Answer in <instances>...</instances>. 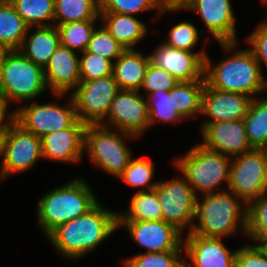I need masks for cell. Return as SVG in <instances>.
I'll use <instances>...</instances> for the list:
<instances>
[{
	"label": "cell",
	"mask_w": 267,
	"mask_h": 267,
	"mask_svg": "<svg viewBox=\"0 0 267 267\" xmlns=\"http://www.w3.org/2000/svg\"><path fill=\"white\" fill-rule=\"evenodd\" d=\"M162 220V209L155 189L137 191L130 200L127 212L118 213V221Z\"/></svg>",
	"instance_id": "obj_27"
},
{
	"label": "cell",
	"mask_w": 267,
	"mask_h": 267,
	"mask_svg": "<svg viewBox=\"0 0 267 267\" xmlns=\"http://www.w3.org/2000/svg\"><path fill=\"white\" fill-rule=\"evenodd\" d=\"M84 179L75 178L56 187L38 200V222L47 237L59 225L91 210L99 200Z\"/></svg>",
	"instance_id": "obj_4"
},
{
	"label": "cell",
	"mask_w": 267,
	"mask_h": 267,
	"mask_svg": "<svg viewBox=\"0 0 267 267\" xmlns=\"http://www.w3.org/2000/svg\"><path fill=\"white\" fill-rule=\"evenodd\" d=\"M179 81L168 71L149 64L141 89L148 91L147 94L155 91H170Z\"/></svg>",
	"instance_id": "obj_40"
},
{
	"label": "cell",
	"mask_w": 267,
	"mask_h": 267,
	"mask_svg": "<svg viewBox=\"0 0 267 267\" xmlns=\"http://www.w3.org/2000/svg\"><path fill=\"white\" fill-rule=\"evenodd\" d=\"M201 197V201L197 198L193 214V220L198 219V224H192L190 233L209 238H225L241 228L243 234H246L248 207L241 198L228 190Z\"/></svg>",
	"instance_id": "obj_2"
},
{
	"label": "cell",
	"mask_w": 267,
	"mask_h": 267,
	"mask_svg": "<svg viewBox=\"0 0 267 267\" xmlns=\"http://www.w3.org/2000/svg\"><path fill=\"white\" fill-rule=\"evenodd\" d=\"M228 57L213 66L209 56H206L204 78L209 87L251 98H255L251 95L267 91V80L249 49H238Z\"/></svg>",
	"instance_id": "obj_3"
},
{
	"label": "cell",
	"mask_w": 267,
	"mask_h": 267,
	"mask_svg": "<svg viewBox=\"0 0 267 267\" xmlns=\"http://www.w3.org/2000/svg\"><path fill=\"white\" fill-rule=\"evenodd\" d=\"M47 89L44 69L19 50H10L0 63V93L8 101H31Z\"/></svg>",
	"instance_id": "obj_6"
},
{
	"label": "cell",
	"mask_w": 267,
	"mask_h": 267,
	"mask_svg": "<svg viewBox=\"0 0 267 267\" xmlns=\"http://www.w3.org/2000/svg\"><path fill=\"white\" fill-rule=\"evenodd\" d=\"M146 100L149 113V127H152L156 122H177L184 118L174 110L173 95L170 91H155L147 94Z\"/></svg>",
	"instance_id": "obj_32"
},
{
	"label": "cell",
	"mask_w": 267,
	"mask_h": 267,
	"mask_svg": "<svg viewBox=\"0 0 267 267\" xmlns=\"http://www.w3.org/2000/svg\"><path fill=\"white\" fill-rule=\"evenodd\" d=\"M235 267H267V258L257 245L237 249Z\"/></svg>",
	"instance_id": "obj_42"
},
{
	"label": "cell",
	"mask_w": 267,
	"mask_h": 267,
	"mask_svg": "<svg viewBox=\"0 0 267 267\" xmlns=\"http://www.w3.org/2000/svg\"><path fill=\"white\" fill-rule=\"evenodd\" d=\"M54 5L56 24L100 18V0H55Z\"/></svg>",
	"instance_id": "obj_28"
},
{
	"label": "cell",
	"mask_w": 267,
	"mask_h": 267,
	"mask_svg": "<svg viewBox=\"0 0 267 267\" xmlns=\"http://www.w3.org/2000/svg\"><path fill=\"white\" fill-rule=\"evenodd\" d=\"M223 238H209L188 233L183 249L189 261L185 267H235L237 250L230 252Z\"/></svg>",
	"instance_id": "obj_18"
},
{
	"label": "cell",
	"mask_w": 267,
	"mask_h": 267,
	"mask_svg": "<svg viewBox=\"0 0 267 267\" xmlns=\"http://www.w3.org/2000/svg\"><path fill=\"white\" fill-rule=\"evenodd\" d=\"M119 91L113 75L81 81L70 94L78 119L86 125H100L107 118L111 102Z\"/></svg>",
	"instance_id": "obj_8"
},
{
	"label": "cell",
	"mask_w": 267,
	"mask_h": 267,
	"mask_svg": "<svg viewBox=\"0 0 267 267\" xmlns=\"http://www.w3.org/2000/svg\"><path fill=\"white\" fill-rule=\"evenodd\" d=\"M149 55L150 63L172 74L179 82L205 80V50L189 52L172 48L164 43Z\"/></svg>",
	"instance_id": "obj_16"
},
{
	"label": "cell",
	"mask_w": 267,
	"mask_h": 267,
	"mask_svg": "<svg viewBox=\"0 0 267 267\" xmlns=\"http://www.w3.org/2000/svg\"><path fill=\"white\" fill-rule=\"evenodd\" d=\"M5 135H0V156L2 157L3 138Z\"/></svg>",
	"instance_id": "obj_47"
},
{
	"label": "cell",
	"mask_w": 267,
	"mask_h": 267,
	"mask_svg": "<svg viewBox=\"0 0 267 267\" xmlns=\"http://www.w3.org/2000/svg\"><path fill=\"white\" fill-rule=\"evenodd\" d=\"M9 51L10 49L0 41V63L3 61Z\"/></svg>",
	"instance_id": "obj_45"
},
{
	"label": "cell",
	"mask_w": 267,
	"mask_h": 267,
	"mask_svg": "<svg viewBox=\"0 0 267 267\" xmlns=\"http://www.w3.org/2000/svg\"><path fill=\"white\" fill-rule=\"evenodd\" d=\"M251 100L248 95L219 91L205 83L200 114L211 117L204 123L241 120L246 116Z\"/></svg>",
	"instance_id": "obj_21"
},
{
	"label": "cell",
	"mask_w": 267,
	"mask_h": 267,
	"mask_svg": "<svg viewBox=\"0 0 267 267\" xmlns=\"http://www.w3.org/2000/svg\"><path fill=\"white\" fill-rule=\"evenodd\" d=\"M10 2L29 27L53 25L49 21L54 22L55 0H10Z\"/></svg>",
	"instance_id": "obj_30"
},
{
	"label": "cell",
	"mask_w": 267,
	"mask_h": 267,
	"mask_svg": "<svg viewBox=\"0 0 267 267\" xmlns=\"http://www.w3.org/2000/svg\"><path fill=\"white\" fill-rule=\"evenodd\" d=\"M39 158H43L41 138L15 122L3 138L0 179L31 169Z\"/></svg>",
	"instance_id": "obj_12"
},
{
	"label": "cell",
	"mask_w": 267,
	"mask_h": 267,
	"mask_svg": "<svg viewBox=\"0 0 267 267\" xmlns=\"http://www.w3.org/2000/svg\"><path fill=\"white\" fill-rule=\"evenodd\" d=\"M228 188L247 205L266 192V155L252 148L232 158Z\"/></svg>",
	"instance_id": "obj_9"
},
{
	"label": "cell",
	"mask_w": 267,
	"mask_h": 267,
	"mask_svg": "<svg viewBox=\"0 0 267 267\" xmlns=\"http://www.w3.org/2000/svg\"><path fill=\"white\" fill-rule=\"evenodd\" d=\"M246 41L251 46L248 49L253 53L260 67L262 63L267 67V20L261 22L255 31L246 38Z\"/></svg>",
	"instance_id": "obj_41"
},
{
	"label": "cell",
	"mask_w": 267,
	"mask_h": 267,
	"mask_svg": "<svg viewBox=\"0 0 267 267\" xmlns=\"http://www.w3.org/2000/svg\"><path fill=\"white\" fill-rule=\"evenodd\" d=\"M205 148L220 152L228 157H236L251 150L244 119L204 123L201 126Z\"/></svg>",
	"instance_id": "obj_17"
},
{
	"label": "cell",
	"mask_w": 267,
	"mask_h": 267,
	"mask_svg": "<svg viewBox=\"0 0 267 267\" xmlns=\"http://www.w3.org/2000/svg\"><path fill=\"white\" fill-rule=\"evenodd\" d=\"M28 28L11 2L0 3V41L3 44L10 50H18Z\"/></svg>",
	"instance_id": "obj_26"
},
{
	"label": "cell",
	"mask_w": 267,
	"mask_h": 267,
	"mask_svg": "<svg viewBox=\"0 0 267 267\" xmlns=\"http://www.w3.org/2000/svg\"><path fill=\"white\" fill-rule=\"evenodd\" d=\"M154 189L161 205L162 219L182 234L190 225V233L192 223L195 222L193 214L198 197L187 180L182 177L158 182Z\"/></svg>",
	"instance_id": "obj_10"
},
{
	"label": "cell",
	"mask_w": 267,
	"mask_h": 267,
	"mask_svg": "<svg viewBox=\"0 0 267 267\" xmlns=\"http://www.w3.org/2000/svg\"><path fill=\"white\" fill-rule=\"evenodd\" d=\"M247 207L246 235L258 244L267 240V192L252 200Z\"/></svg>",
	"instance_id": "obj_33"
},
{
	"label": "cell",
	"mask_w": 267,
	"mask_h": 267,
	"mask_svg": "<svg viewBox=\"0 0 267 267\" xmlns=\"http://www.w3.org/2000/svg\"><path fill=\"white\" fill-rule=\"evenodd\" d=\"M199 39V32L195 25L184 21L177 25L175 24L170 29L168 39L163 43L172 48L193 52Z\"/></svg>",
	"instance_id": "obj_39"
},
{
	"label": "cell",
	"mask_w": 267,
	"mask_h": 267,
	"mask_svg": "<svg viewBox=\"0 0 267 267\" xmlns=\"http://www.w3.org/2000/svg\"><path fill=\"white\" fill-rule=\"evenodd\" d=\"M205 80L179 82L170 90L173 95L174 110L184 119H188L201 113V96Z\"/></svg>",
	"instance_id": "obj_25"
},
{
	"label": "cell",
	"mask_w": 267,
	"mask_h": 267,
	"mask_svg": "<svg viewBox=\"0 0 267 267\" xmlns=\"http://www.w3.org/2000/svg\"><path fill=\"white\" fill-rule=\"evenodd\" d=\"M79 59L81 81H91L113 74V62L87 51L81 52Z\"/></svg>",
	"instance_id": "obj_38"
},
{
	"label": "cell",
	"mask_w": 267,
	"mask_h": 267,
	"mask_svg": "<svg viewBox=\"0 0 267 267\" xmlns=\"http://www.w3.org/2000/svg\"><path fill=\"white\" fill-rule=\"evenodd\" d=\"M100 20L110 34L125 48L134 49L147 33L146 24L133 15L100 13Z\"/></svg>",
	"instance_id": "obj_24"
},
{
	"label": "cell",
	"mask_w": 267,
	"mask_h": 267,
	"mask_svg": "<svg viewBox=\"0 0 267 267\" xmlns=\"http://www.w3.org/2000/svg\"><path fill=\"white\" fill-rule=\"evenodd\" d=\"M259 244H256L261 251L264 253L265 257L267 258V240L259 241Z\"/></svg>",
	"instance_id": "obj_46"
},
{
	"label": "cell",
	"mask_w": 267,
	"mask_h": 267,
	"mask_svg": "<svg viewBox=\"0 0 267 267\" xmlns=\"http://www.w3.org/2000/svg\"><path fill=\"white\" fill-rule=\"evenodd\" d=\"M244 122L251 148L262 149L267 142V97L252 98Z\"/></svg>",
	"instance_id": "obj_29"
},
{
	"label": "cell",
	"mask_w": 267,
	"mask_h": 267,
	"mask_svg": "<svg viewBox=\"0 0 267 267\" xmlns=\"http://www.w3.org/2000/svg\"><path fill=\"white\" fill-rule=\"evenodd\" d=\"M158 10L159 15L163 12H177L179 10H161L157 0H100V13H117L133 15L143 11Z\"/></svg>",
	"instance_id": "obj_37"
},
{
	"label": "cell",
	"mask_w": 267,
	"mask_h": 267,
	"mask_svg": "<svg viewBox=\"0 0 267 267\" xmlns=\"http://www.w3.org/2000/svg\"><path fill=\"white\" fill-rule=\"evenodd\" d=\"M15 114V122L39 138L69 128L78 120L72 96L66 106L58 103L38 104L34 101L29 106L16 109Z\"/></svg>",
	"instance_id": "obj_11"
},
{
	"label": "cell",
	"mask_w": 267,
	"mask_h": 267,
	"mask_svg": "<svg viewBox=\"0 0 267 267\" xmlns=\"http://www.w3.org/2000/svg\"><path fill=\"white\" fill-rule=\"evenodd\" d=\"M201 15L207 30L220 44L224 52L236 47V27L230 0H191L184 10Z\"/></svg>",
	"instance_id": "obj_14"
},
{
	"label": "cell",
	"mask_w": 267,
	"mask_h": 267,
	"mask_svg": "<svg viewBox=\"0 0 267 267\" xmlns=\"http://www.w3.org/2000/svg\"><path fill=\"white\" fill-rule=\"evenodd\" d=\"M96 20L69 22L66 24L53 23L60 35V44L70 50L84 52L95 29Z\"/></svg>",
	"instance_id": "obj_31"
},
{
	"label": "cell",
	"mask_w": 267,
	"mask_h": 267,
	"mask_svg": "<svg viewBox=\"0 0 267 267\" xmlns=\"http://www.w3.org/2000/svg\"><path fill=\"white\" fill-rule=\"evenodd\" d=\"M262 2H263L264 4H267V0H262Z\"/></svg>",
	"instance_id": "obj_51"
},
{
	"label": "cell",
	"mask_w": 267,
	"mask_h": 267,
	"mask_svg": "<svg viewBox=\"0 0 267 267\" xmlns=\"http://www.w3.org/2000/svg\"><path fill=\"white\" fill-rule=\"evenodd\" d=\"M118 229V213L98 202L86 214L54 229L47 238L60 255L78 260L110 237Z\"/></svg>",
	"instance_id": "obj_1"
},
{
	"label": "cell",
	"mask_w": 267,
	"mask_h": 267,
	"mask_svg": "<svg viewBox=\"0 0 267 267\" xmlns=\"http://www.w3.org/2000/svg\"><path fill=\"white\" fill-rule=\"evenodd\" d=\"M125 227L132 239L147 253L184 251L182 233L162 220L118 221V229Z\"/></svg>",
	"instance_id": "obj_15"
},
{
	"label": "cell",
	"mask_w": 267,
	"mask_h": 267,
	"mask_svg": "<svg viewBox=\"0 0 267 267\" xmlns=\"http://www.w3.org/2000/svg\"><path fill=\"white\" fill-rule=\"evenodd\" d=\"M231 159V157L207 149L199 143L192 147L185 156L172 162L194 191L199 190L204 195L225 191L216 189L223 181L228 187Z\"/></svg>",
	"instance_id": "obj_5"
},
{
	"label": "cell",
	"mask_w": 267,
	"mask_h": 267,
	"mask_svg": "<svg viewBox=\"0 0 267 267\" xmlns=\"http://www.w3.org/2000/svg\"><path fill=\"white\" fill-rule=\"evenodd\" d=\"M126 138L138 137L120 130L115 132L102 125H87L84 149L92 164L119 178L133 158L125 143Z\"/></svg>",
	"instance_id": "obj_7"
},
{
	"label": "cell",
	"mask_w": 267,
	"mask_h": 267,
	"mask_svg": "<svg viewBox=\"0 0 267 267\" xmlns=\"http://www.w3.org/2000/svg\"><path fill=\"white\" fill-rule=\"evenodd\" d=\"M100 125L113 126L116 131L140 137L150 128L146 100L140 91L120 90L111 102L107 118Z\"/></svg>",
	"instance_id": "obj_13"
},
{
	"label": "cell",
	"mask_w": 267,
	"mask_h": 267,
	"mask_svg": "<svg viewBox=\"0 0 267 267\" xmlns=\"http://www.w3.org/2000/svg\"><path fill=\"white\" fill-rule=\"evenodd\" d=\"M150 64L149 55L144 56L135 49H126L113 62V77L120 90L141 91Z\"/></svg>",
	"instance_id": "obj_22"
},
{
	"label": "cell",
	"mask_w": 267,
	"mask_h": 267,
	"mask_svg": "<svg viewBox=\"0 0 267 267\" xmlns=\"http://www.w3.org/2000/svg\"><path fill=\"white\" fill-rule=\"evenodd\" d=\"M161 10H180L184 9L191 0H157Z\"/></svg>",
	"instance_id": "obj_44"
},
{
	"label": "cell",
	"mask_w": 267,
	"mask_h": 267,
	"mask_svg": "<svg viewBox=\"0 0 267 267\" xmlns=\"http://www.w3.org/2000/svg\"><path fill=\"white\" fill-rule=\"evenodd\" d=\"M35 28L36 31L31 36L28 35V32L32 30V27L28 28L27 34L18 50L26 58L44 69L60 44V35L55 25Z\"/></svg>",
	"instance_id": "obj_23"
},
{
	"label": "cell",
	"mask_w": 267,
	"mask_h": 267,
	"mask_svg": "<svg viewBox=\"0 0 267 267\" xmlns=\"http://www.w3.org/2000/svg\"><path fill=\"white\" fill-rule=\"evenodd\" d=\"M126 49L110 34L104 25L94 29L88 46L87 52L97 54L114 62Z\"/></svg>",
	"instance_id": "obj_35"
},
{
	"label": "cell",
	"mask_w": 267,
	"mask_h": 267,
	"mask_svg": "<svg viewBox=\"0 0 267 267\" xmlns=\"http://www.w3.org/2000/svg\"><path fill=\"white\" fill-rule=\"evenodd\" d=\"M7 105H9L8 99L0 93V135H6L8 130L15 123V111L10 114L7 113ZM6 117L7 119L5 120Z\"/></svg>",
	"instance_id": "obj_43"
},
{
	"label": "cell",
	"mask_w": 267,
	"mask_h": 267,
	"mask_svg": "<svg viewBox=\"0 0 267 267\" xmlns=\"http://www.w3.org/2000/svg\"><path fill=\"white\" fill-rule=\"evenodd\" d=\"M262 150H263V152L265 153V155H267V142H266V144L263 146Z\"/></svg>",
	"instance_id": "obj_48"
},
{
	"label": "cell",
	"mask_w": 267,
	"mask_h": 267,
	"mask_svg": "<svg viewBox=\"0 0 267 267\" xmlns=\"http://www.w3.org/2000/svg\"><path fill=\"white\" fill-rule=\"evenodd\" d=\"M86 124L79 119L69 128L41 137L44 159L66 163L81 161L85 144Z\"/></svg>",
	"instance_id": "obj_19"
},
{
	"label": "cell",
	"mask_w": 267,
	"mask_h": 267,
	"mask_svg": "<svg viewBox=\"0 0 267 267\" xmlns=\"http://www.w3.org/2000/svg\"><path fill=\"white\" fill-rule=\"evenodd\" d=\"M78 52L59 44L44 68L47 87L57 96L75 90L81 82Z\"/></svg>",
	"instance_id": "obj_20"
},
{
	"label": "cell",
	"mask_w": 267,
	"mask_h": 267,
	"mask_svg": "<svg viewBox=\"0 0 267 267\" xmlns=\"http://www.w3.org/2000/svg\"><path fill=\"white\" fill-rule=\"evenodd\" d=\"M154 166L152 161L145 158H132L119 178L131 187H142L137 191L152 190L158 183L152 182Z\"/></svg>",
	"instance_id": "obj_34"
},
{
	"label": "cell",
	"mask_w": 267,
	"mask_h": 267,
	"mask_svg": "<svg viewBox=\"0 0 267 267\" xmlns=\"http://www.w3.org/2000/svg\"><path fill=\"white\" fill-rule=\"evenodd\" d=\"M10 2V0H0V3H7Z\"/></svg>",
	"instance_id": "obj_50"
},
{
	"label": "cell",
	"mask_w": 267,
	"mask_h": 267,
	"mask_svg": "<svg viewBox=\"0 0 267 267\" xmlns=\"http://www.w3.org/2000/svg\"><path fill=\"white\" fill-rule=\"evenodd\" d=\"M266 192H267V155H266Z\"/></svg>",
	"instance_id": "obj_49"
},
{
	"label": "cell",
	"mask_w": 267,
	"mask_h": 267,
	"mask_svg": "<svg viewBox=\"0 0 267 267\" xmlns=\"http://www.w3.org/2000/svg\"><path fill=\"white\" fill-rule=\"evenodd\" d=\"M183 251H167L157 253H138L125 259L124 267H185L181 260Z\"/></svg>",
	"instance_id": "obj_36"
}]
</instances>
